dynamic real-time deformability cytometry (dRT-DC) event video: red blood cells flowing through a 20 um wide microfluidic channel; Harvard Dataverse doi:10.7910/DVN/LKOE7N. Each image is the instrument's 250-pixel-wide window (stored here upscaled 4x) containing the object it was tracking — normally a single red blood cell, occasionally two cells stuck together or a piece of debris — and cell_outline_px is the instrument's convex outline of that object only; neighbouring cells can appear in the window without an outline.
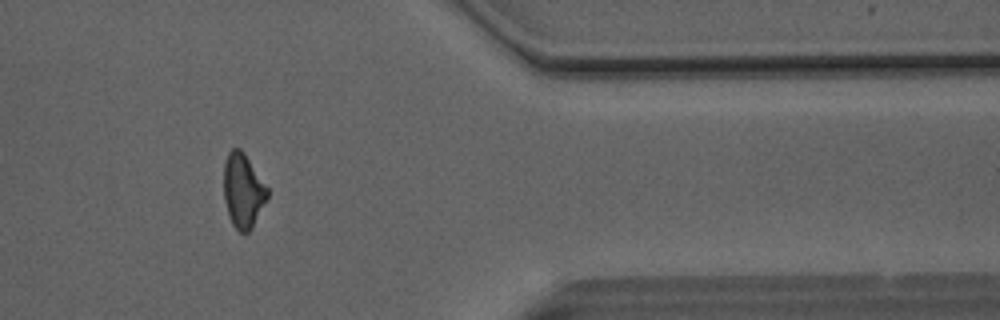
{"species": "Egyptian fruit bat (a non-hibernating species)", "species_latin": "Rousettus aegyptiacus", "temperature_condition": "room temperature", "stored_images_in_passage": 45, "camera_frame_rate_fps": 3000, "um_per_image_px": 0.085, "animal": {"sex": "male"}, "frame": {"image": 1, "passage_image": 37, "time_ms": 12.0, "image_size_px": [1000, 320], "cell_outline_px": [[268, 200], [252, 228], [248, 232], [240, 232], [232, 224], [228, 216], [224, 200], [224, 164], [228, 152], [232, 148], [240, 148], [244, 152], [268, 188]], "centroid_in_image_um": [20.66, 16.22], "position_along_channel_um": 390.7, "area_um2": 19.07}}
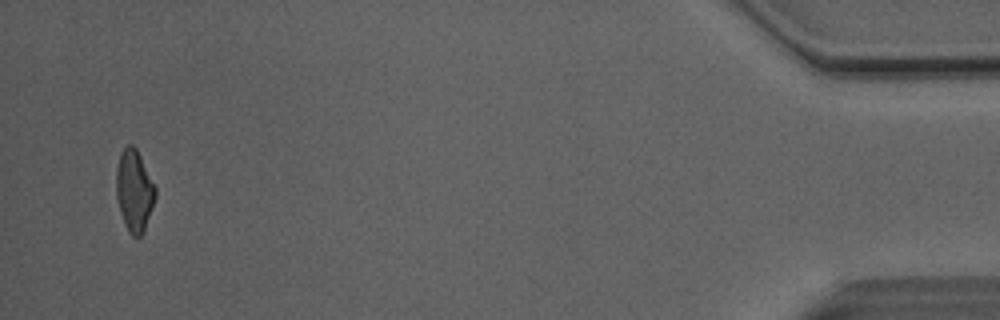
{"frame": {"image": 2, "passage_image": 44, "time_ms": 14.333, "image_size_px": [1000, 320], "cell_outline_px": [[156, 196], [144, 232], [140, 236], [132, 236], [128, 232], [124, 224], [120, 212], [116, 196], [116, 168], [120, 152], [128, 144], [132, 144], [136, 148], [156, 184]], "centroid_in_image_um": [11.42, 16.19], "position_along_channel_um": 423.8, "area_um2": 18.96}, "authors_computed_cell_mechanics": {"area_um2": 19.5364, "velocity_mm_per_s": 4.1368, "shape_relaxation_time_tau1_ms": 10.2148, "shape_relaxation_time_tau2_ms": 2.1444, "deformation_change_tau1": 0.2308, "deformation_change_tau2": 0.0984}}